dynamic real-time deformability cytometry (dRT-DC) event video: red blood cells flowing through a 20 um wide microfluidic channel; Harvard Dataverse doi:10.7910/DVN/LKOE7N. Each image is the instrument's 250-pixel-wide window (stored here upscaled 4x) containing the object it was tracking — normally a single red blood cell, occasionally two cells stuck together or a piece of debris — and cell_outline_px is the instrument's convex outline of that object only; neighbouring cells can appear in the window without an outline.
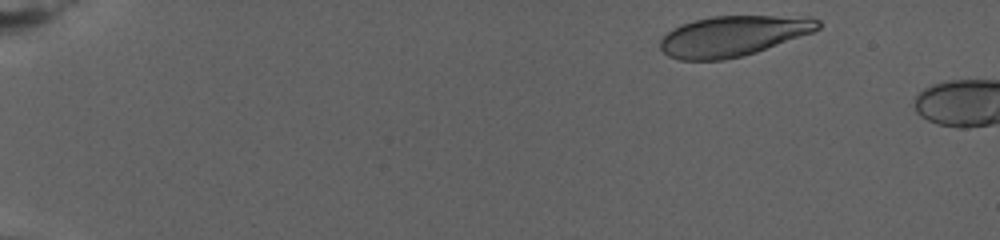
{"species": "human", "species_latin": "Homo sapiens", "temperature_condition": "warm", "stored_images_in_passage": 6, "camera_frame_rate_fps": 3000, "um_per_image_px": 0.085, "donor": {"sex": "female"}, "frame": {"image": 1, "passage_image": 2, "time_ms": 0.333, "image_size_px": [1000, 240], "cell_outline_px": [[820, 28], [812, 32], [756, 52], [724, 60], [680, 60], [668, 56], [660, 48], [660, 40], [672, 28], [680, 24], [712, 16], [808, 16], [820, 20]], "centroid_in_image_um": [62.3, 3.05], "position_along_channel_um": 22.7, "area_um2": 37.05}}